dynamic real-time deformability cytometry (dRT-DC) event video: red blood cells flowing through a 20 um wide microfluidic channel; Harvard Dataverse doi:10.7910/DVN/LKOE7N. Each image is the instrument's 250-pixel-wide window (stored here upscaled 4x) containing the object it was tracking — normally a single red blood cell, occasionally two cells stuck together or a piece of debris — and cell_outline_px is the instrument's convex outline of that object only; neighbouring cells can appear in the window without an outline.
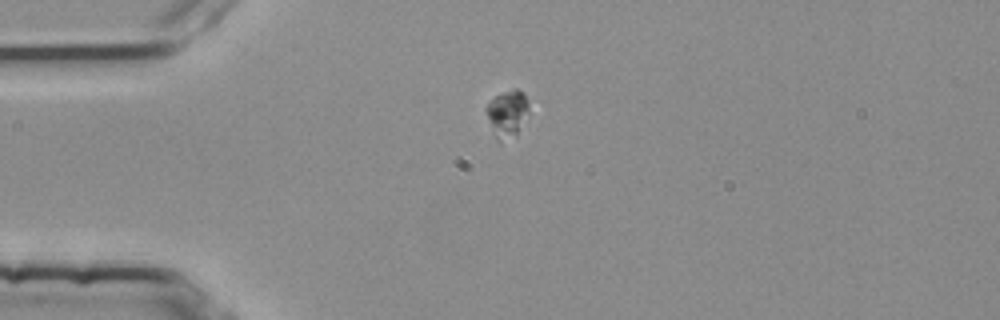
{"species": "common noctule bat (a hibernating species)", "species_latin": "Nyctalus noctula", "temperature_condition": "room temperature", "stored_images_in_passage": 43, "camera_frame_rate_fps": 3000, "um_per_image_px": 0.085, "animal": {"sex": "female", "body_mass_g": 25.1}, "frame": {"image": 1, "passage_image": 1, "time_ms": 0.0, "image_size_px": [1000, 320], "cell_outline_px": [[528, 112], [516, 136], [496, 140], [484, 108], [496, 96], [512, 88], [516, 88], [524, 92], [528, 104]], "centroid_in_image_um": [43.12, 9.62], "position_along_channel_um": 41.9, "area_um2": 11.39}}
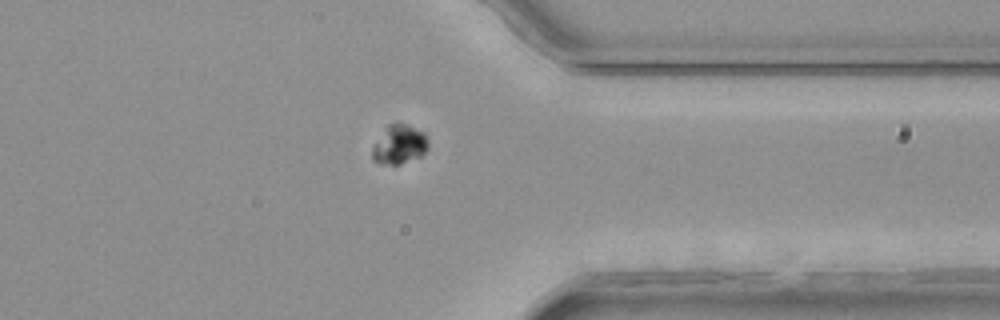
{"frame": {"image": 2, "passage_image": 31, "time_ms": 10.0, "image_size_px": [1000, 320], "cell_outline_px": [[428, 148], [420, 156], [400, 164], [380, 164], [372, 160], [372, 148], [388, 128], [396, 120], [408, 124], [424, 132], [428, 140]], "centroid_in_image_um": [33.97, 12.28], "position_along_channel_um": 377.4, "area_um2": 12.54}}
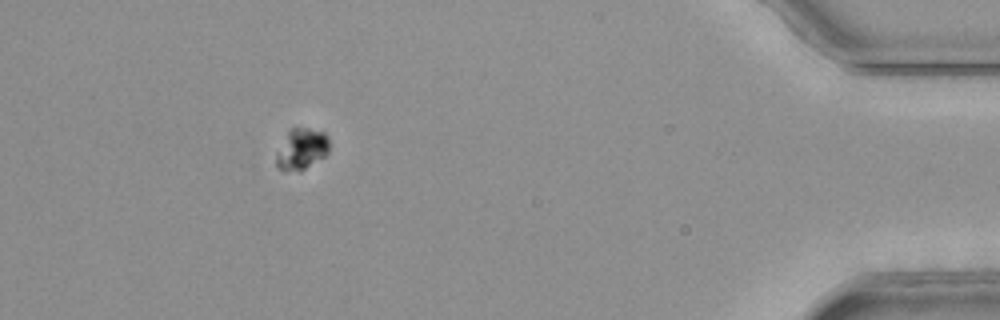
{"frame": {"image": 3, "passage_image": 38, "time_ms": 12.333, "image_size_px": [1000, 320], "cell_outline_px": [[328, 152], [324, 156], [300, 172], [276, 168], [276, 152], [288, 132], [292, 128], [308, 128], [324, 132], [328, 136]], "centroid_in_image_um": [25.62, 12.68], "position_along_channel_um": 409.6, "area_um2": 12.6}}